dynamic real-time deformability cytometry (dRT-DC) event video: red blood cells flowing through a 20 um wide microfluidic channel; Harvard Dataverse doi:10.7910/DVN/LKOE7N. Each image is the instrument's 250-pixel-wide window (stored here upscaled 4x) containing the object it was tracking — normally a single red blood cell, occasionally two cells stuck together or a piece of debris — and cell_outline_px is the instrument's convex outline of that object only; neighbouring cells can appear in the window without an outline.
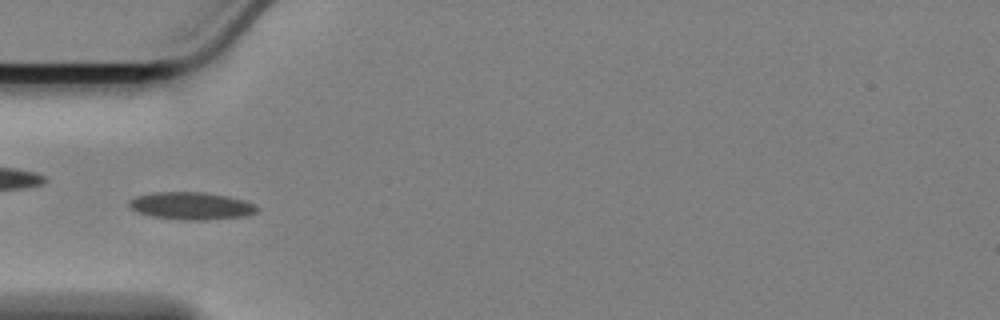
{"species": "Egyptian fruit bat (a non-hibernating species)", "species_latin": "Rousettus aegyptiacus", "temperature_condition": "cold", "stored_images_in_passage": 42, "camera_frame_rate_fps": 3000, "um_per_image_px": 0.085, "animal": {"sex": "female"}, "frame": {"image": 1, "passage_image": 1, "time_ms": 0.0, "image_size_px": [1000, 320], "cell_outline_px": [[260, 208], [256, 212], [248, 216], [204, 220], [184, 220], [152, 216], [136, 212], [128, 204], [136, 196], [156, 192], [204, 192], [228, 196], [252, 204]], "centroid_in_image_um": [16.27, 17.5], "position_along_channel_um": 68.7, "area_um2": 20.29}}
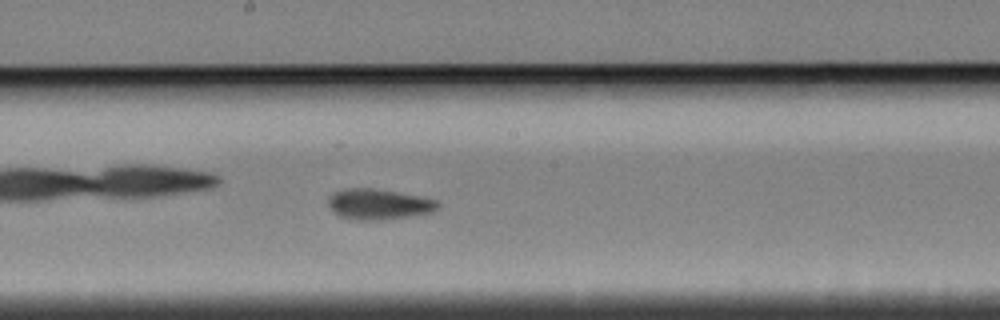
{"frame": {"image": 2, "passage_image": 14, "time_ms": 4.333, "image_size_px": [1000, 320], "cell_outline_px": [[440, 208], [432, 212], [412, 216], [384, 220], [356, 220], [340, 216], [332, 212], [328, 208], [328, 196], [332, 192], [344, 188], [372, 188], [396, 192], [436, 200], [440, 204]], "centroid_in_image_um": [32.13, 17.37], "position_along_channel_um": 216.1, "area_um2": 19.77}}
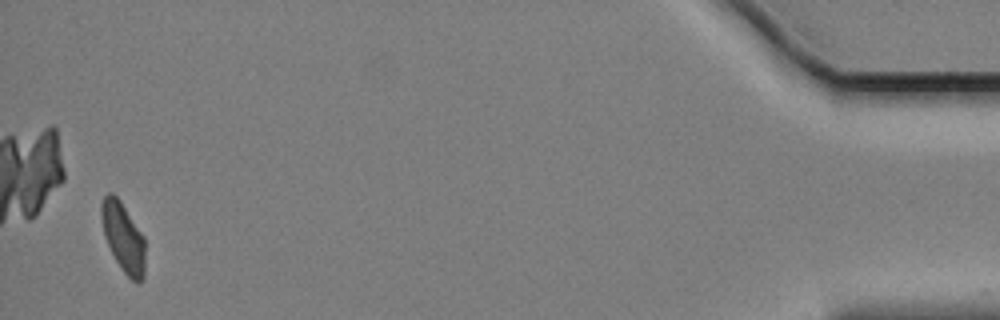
{"frame": {"image": 3, "passage_image": 40, "time_ms": 13.0, "image_size_px": [1000, 320], "cell_outline_px": [[144, 280], [140, 284], [136, 284], [120, 268], [104, 236], [100, 212], [100, 208], [104, 196], [108, 192], [112, 192], [120, 200], [144, 236]], "centroid_in_image_um": [10.48, 20.18], "position_along_channel_um": 424.7, "area_um2": 17.74}, "authors_computed_cell_mechanics": {"area_um2": 18.7561, "velocity_mm_per_s": 3.383, "shape_relaxation_time_tau1_ms": 7.3108, "shape_relaxation_time_tau2_ms": 2.6109, "deformation_change_tau1": 0.1685, "deformation_change_tau2": 0.0661}}